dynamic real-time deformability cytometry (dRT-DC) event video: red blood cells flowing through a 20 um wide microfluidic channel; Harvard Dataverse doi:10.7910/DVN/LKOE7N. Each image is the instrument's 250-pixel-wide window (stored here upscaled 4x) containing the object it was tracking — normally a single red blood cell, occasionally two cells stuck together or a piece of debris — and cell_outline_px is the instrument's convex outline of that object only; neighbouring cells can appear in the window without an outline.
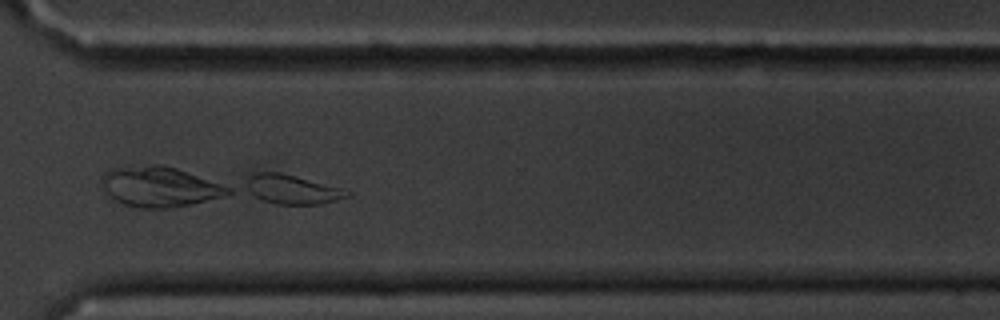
{"species": "common noctule bat (a hibernating species)", "species_latin": "Nyctalus noctula", "temperature_condition": "cold", "stored_images_in_passage": 58, "camera_frame_rate_fps": 3000, "um_per_image_px": 0.085, "animal": {"sex": "male", "body_mass_g": 20.1, "forearm_length_mm": 53.5}, "frame": {"image": 1, "passage_image": 43, "time_ms": 14.0, "image_size_px": [1000, 320], "cell_outline_px": [[352, 192], [348, 196], [324, 204], [276, 204], [264, 200], [240, 188], [252, 176], [260, 172], [280, 172], [340, 188]], "centroid_in_image_um": [24.79, 16.11], "position_along_channel_um": 345.8, "area_um2": 16.99}}